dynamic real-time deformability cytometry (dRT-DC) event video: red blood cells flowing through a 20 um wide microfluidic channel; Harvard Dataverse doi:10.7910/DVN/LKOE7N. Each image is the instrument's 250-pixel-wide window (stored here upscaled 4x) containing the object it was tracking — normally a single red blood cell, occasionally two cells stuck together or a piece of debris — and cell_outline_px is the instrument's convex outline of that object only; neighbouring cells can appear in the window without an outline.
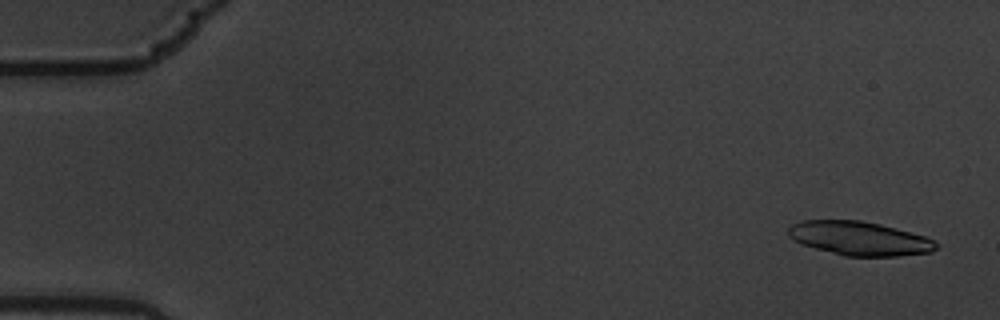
{"species": "common noctule bat (a hibernating species)", "species_latin": "Nyctalus noctula", "temperature_condition": "warm", "stored_images_in_passage": 6, "camera_frame_rate_fps": 3000, "um_per_image_px": 0.085, "animal": {"sex": "male", "body_mass_g": 19.5, "forearm_length_mm": 54.6}, "frame": {"image": 1, "passage_image": 1, "time_ms": 0.0, "image_size_px": [1000, 320], "cell_outline_px": [[940, 244], [932, 252], [896, 256], [844, 256], [800, 244], [792, 240], [788, 236], [788, 228], [792, 224], [804, 220], [860, 220], [880, 224], [896, 228], [924, 236]], "centroid_in_image_um": [73.02, 20.27], "position_along_channel_um": 12.0, "area_um2": 29.25}}